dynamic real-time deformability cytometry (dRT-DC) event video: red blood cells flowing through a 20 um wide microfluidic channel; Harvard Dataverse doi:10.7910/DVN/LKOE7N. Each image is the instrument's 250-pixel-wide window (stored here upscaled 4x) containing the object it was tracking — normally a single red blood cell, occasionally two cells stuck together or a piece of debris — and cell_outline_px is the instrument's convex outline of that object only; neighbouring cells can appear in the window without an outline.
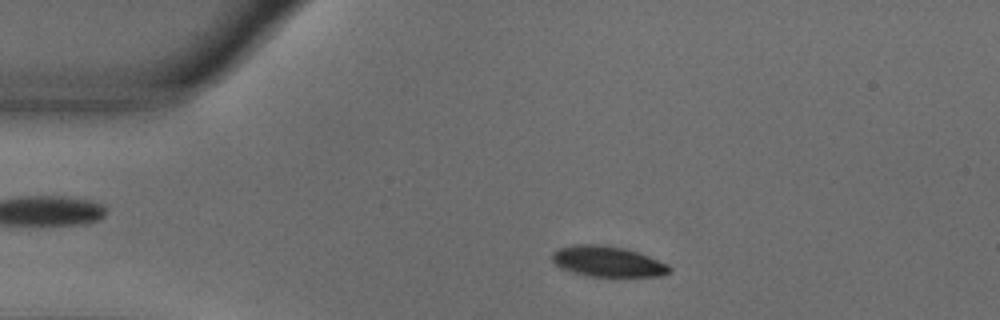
{"species": "common noctule bat (a hibernating species)", "species_latin": "Nyctalus noctula", "temperature_condition": "warm", "stored_images_in_passage": 51, "camera_frame_rate_fps": 3000, "um_per_image_px": 0.085, "animal": {"sex": "male", "body_mass_g": 18.8}, "frame": {"image": 1, "passage_image": 7, "time_ms": 2.0, "image_size_px": [1000, 320], "cell_outline_px": [[672, 272], [660, 276], [588, 276], [572, 272], [560, 268], [552, 260], [552, 252], [560, 248], [576, 244], [604, 244], [624, 248], [648, 256], [668, 264], [672, 268]], "centroid_in_image_um": [51.65, 22.22], "position_along_channel_um": 33.3, "area_um2": 20.92}}
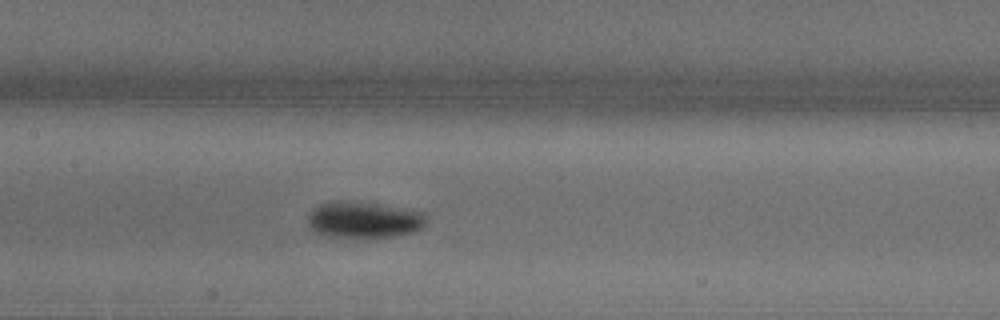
{"frame": {"image": 2, "passage_image": 22, "time_ms": 7.0, "image_size_px": [1000, 320], "cell_outline_px": [[424, 224], [420, 228], [412, 232], [396, 236], [320, 236], [312, 232], [308, 224], [308, 216], [320, 204], [332, 200], [356, 200], [380, 204], [424, 212]], "centroid_in_image_um": [30.86, 18.65], "position_along_channel_um": 176.5, "area_um2": 25.03}}
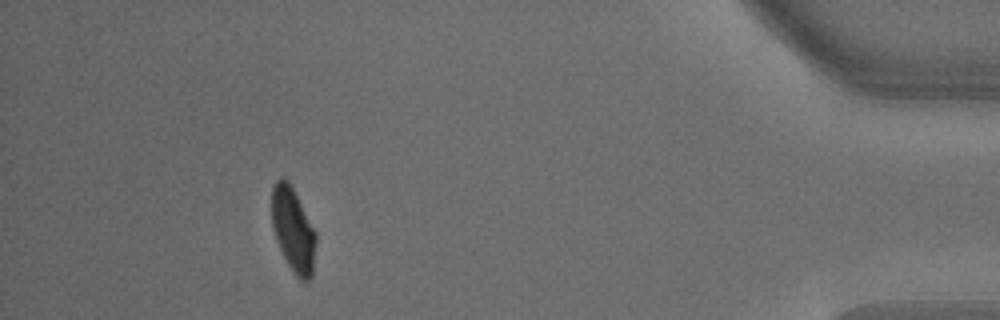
{"frame": {"image": 3, "passage_image": 46, "time_ms": 15.0, "image_size_px": [1000, 320], "cell_outline_px": [[316, 244], [312, 276], [308, 280], [300, 280], [296, 276], [288, 264], [276, 240], [272, 228], [272, 184], [280, 176], [284, 176], [288, 180], [316, 232]], "centroid_in_image_um": [24.9, 19.5], "position_along_channel_um": 410.3, "area_um2": 21.68}, "authors_computed_cell_mechanics": {"area_um2": 22.6576, "velocity_mm_per_s": 3.6601, "shape_relaxation_time_tau1_ms": 2.495, "shape_relaxation_time_tau2_ms": null, "deformation_change_tau1": 0.1503, "deformation_change_tau2": null}}